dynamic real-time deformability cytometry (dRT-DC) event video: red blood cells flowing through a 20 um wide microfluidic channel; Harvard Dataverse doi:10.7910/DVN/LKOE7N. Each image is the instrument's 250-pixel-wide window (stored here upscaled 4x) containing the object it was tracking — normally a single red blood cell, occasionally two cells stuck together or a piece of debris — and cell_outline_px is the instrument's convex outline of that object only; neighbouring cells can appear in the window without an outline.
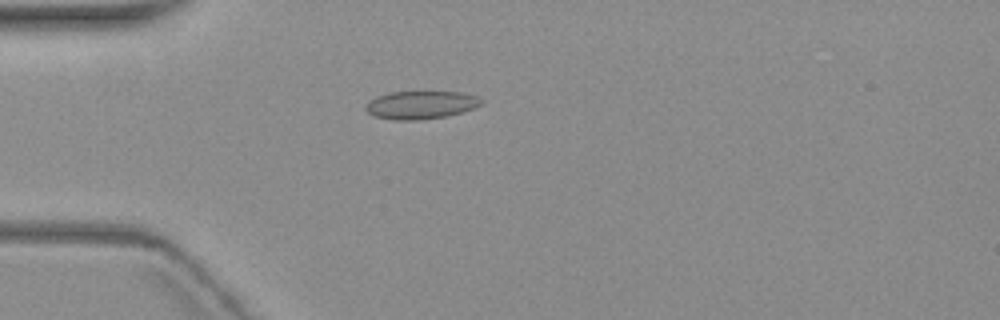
{"species": "common noctule bat (a hibernating species)", "species_latin": "Nyctalus noctula", "temperature_condition": "warm", "stored_images_in_passage": 5, "camera_frame_rate_fps": 3000, "um_per_image_px": 0.085, "animal": {"sex": "female", "body_mass_g": 19.3, "forearm_length_mm": 54.1}, "frame": {"image": 1, "passage_image": 5, "time_ms": 4.667, "image_size_px": [1000, 320], "cell_outline_px": [[484, 100], [480, 104], [472, 108], [460, 112], [444, 116], [420, 120], [392, 120], [372, 116], [364, 108], [364, 104], [368, 100], [376, 96], [388, 92], [464, 92], [476, 96]], "centroid_in_image_um": [35.68, 8.91], "position_along_channel_um": 49.3, "area_um2": 18.96}}